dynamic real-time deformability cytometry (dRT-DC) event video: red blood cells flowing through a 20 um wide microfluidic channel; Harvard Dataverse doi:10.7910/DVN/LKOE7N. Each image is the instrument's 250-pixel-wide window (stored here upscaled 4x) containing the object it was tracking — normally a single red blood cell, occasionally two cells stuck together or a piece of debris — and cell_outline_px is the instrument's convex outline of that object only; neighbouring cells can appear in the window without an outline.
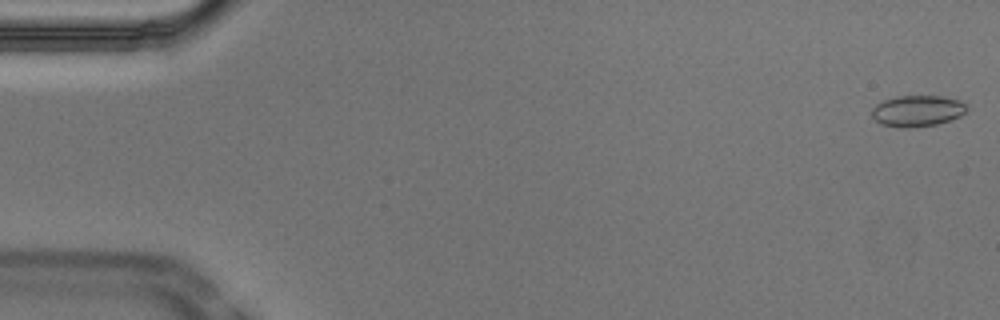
{"species": "Egyptian fruit bat (a non-hibernating species)", "species_latin": "Rousettus aegyptiacus", "temperature_condition": "cold", "stored_images_in_passage": 53, "camera_frame_rate_fps": 3000, "um_per_image_px": 0.085, "animal": {"sex": "male"}, "frame": {"image": 1, "passage_image": 1, "time_ms": 0.0, "image_size_px": [1000, 320], "cell_outline_px": [[968, 108], [960, 116], [936, 124], [880, 124], [872, 116], [872, 108], [876, 104], [884, 100], [896, 96], [944, 96], [960, 100]], "centroid_in_image_um": [78.0, 9.35], "position_along_channel_um": 7.0, "area_um2": 16.3}}
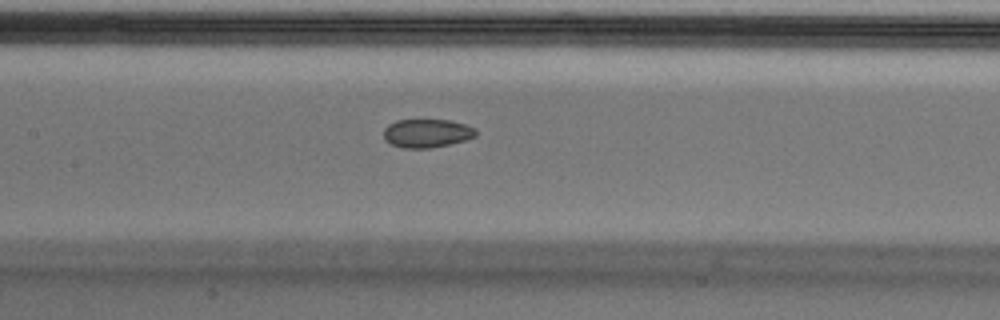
{"frame": {"image": 2, "passage_image": 25, "time_ms": 8.0, "image_size_px": [1000, 320], "cell_outline_px": [[476, 136], [464, 140], [432, 148], [404, 148], [388, 144], [384, 140], [384, 128], [388, 124], [396, 120], [448, 120], [464, 124], [476, 128]], "centroid_in_image_um": [36.24, 11.33], "position_along_channel_um": 171.2, "area_um2": 15.37}}
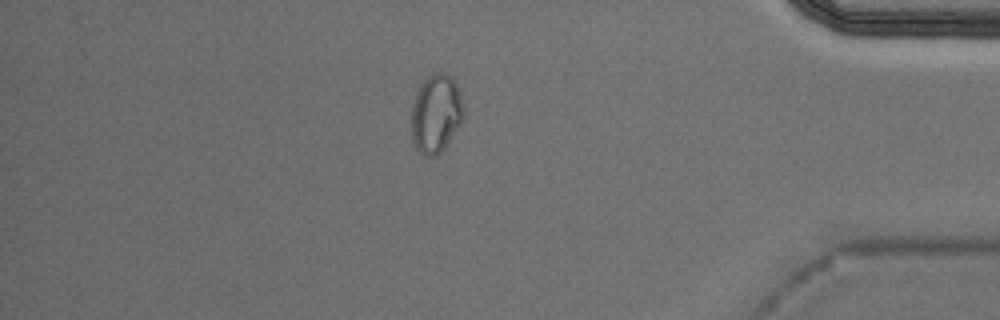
{"frame": {"image": 3, "passage_image": 46, "time_ms": 15.0, "image_size_px": [1000, 320], "cell_outline_px": [[464, 120], [448, 144], [436, 156], [424, 156], [416, 148], [412, 140], [412, 104], [416, 92], [424, 80], [432, 72], [444, 72], [456, 80], [464, 104]], "centroid_in_image_um": [37.09, 9.64], "position_along_channel_um": 398.1, "area_um2": 24.39}, "authors_computed_cell_mechanics": {"area_um2": 16.5308, "velocity_mm_per_s": 3.7323, "shape_relaxation_time_tau1_ms": null, "shape_relaxation_time_tau2_ms": 5.9713, "deformation_change_tau1": null, "deformation_change_tau2": 0.0636}}